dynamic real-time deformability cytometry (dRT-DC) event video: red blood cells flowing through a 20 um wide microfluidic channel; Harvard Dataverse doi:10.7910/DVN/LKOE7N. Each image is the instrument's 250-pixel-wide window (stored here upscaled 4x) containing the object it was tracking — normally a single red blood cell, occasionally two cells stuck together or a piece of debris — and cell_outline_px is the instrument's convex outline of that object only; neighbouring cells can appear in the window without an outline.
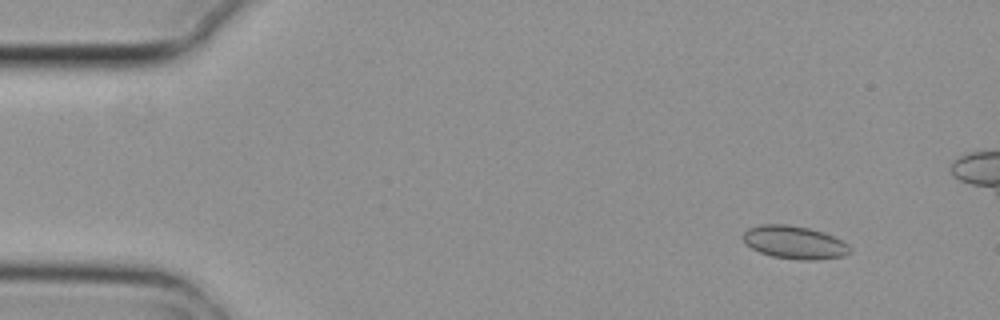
{"species": "common noctule bat (a hibernating species)", "species_latin": "Nyctalus noctula", "temperature_condition": "cold", "stored_images_in_passage": 5, "camera_frame_rate_fps": 3000, "um_per_image_px": 0.085, "animal": {"sex": "female", "body_mass_g": 29.2, "forearm_length_mm": 56.3}, "frame": {"image": 1, "passage_image": 2, "time_ms": 0.333, "image_size_px": [1000, 320], "cell_outline_px": [[852, 252], [844, 256], [816, 260], [800, 260], [772, 256], [760, 252], [744, 244], [740, 236], [748, 228], [760, 224], [788, 224], [808, 228], [824, 232], [848, 244], [852, 248]], "centroid_in_image_um": [67.5, 20.6], "position_along_channel_um": 17.5, "area_um2": 20.81}}